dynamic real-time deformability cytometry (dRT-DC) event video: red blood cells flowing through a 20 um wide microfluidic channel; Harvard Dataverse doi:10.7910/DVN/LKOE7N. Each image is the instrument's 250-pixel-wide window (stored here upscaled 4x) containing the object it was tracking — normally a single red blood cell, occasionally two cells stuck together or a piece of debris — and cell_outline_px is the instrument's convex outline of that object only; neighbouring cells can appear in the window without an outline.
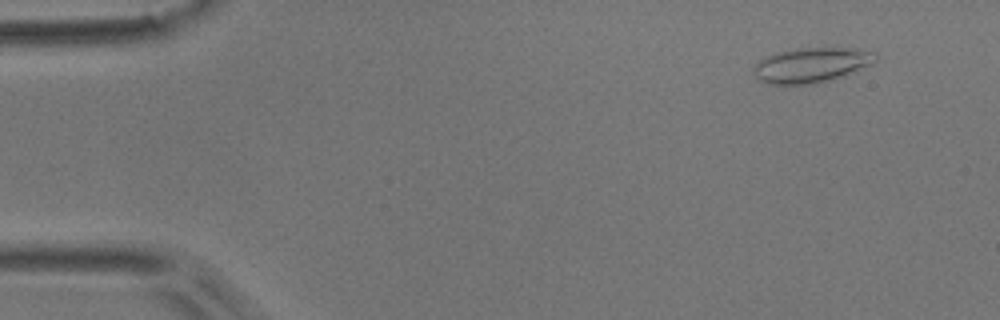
{"species": "common noctule bat (a hibernating species)", "species_latin": "Nyctalus noctula", "temperature_condition": "room temperature", "stored_images_in_passage": 5, "camera_frame_rate_fps": 3000, "um_per_image_px": 0.085, "animal": {"sex": "male", "body_mass_g": 17.9}, "frame": {"image": 1, "passage_image": 2, "time_ms": 0.333, "image_size_px": [1000, 320], "cell_outline_px": [[876, 60], [844, 76], [812, 84], [768, 84], [760, 80], [752, 72], [752, 68], [760, 60], [772, 52], [796, 48], [856, 48], [876, 52]], "centroid_in_image_um": [68.91, 5.51], "position_along_channel_um": 16.1, "area_um2": 24.8}}